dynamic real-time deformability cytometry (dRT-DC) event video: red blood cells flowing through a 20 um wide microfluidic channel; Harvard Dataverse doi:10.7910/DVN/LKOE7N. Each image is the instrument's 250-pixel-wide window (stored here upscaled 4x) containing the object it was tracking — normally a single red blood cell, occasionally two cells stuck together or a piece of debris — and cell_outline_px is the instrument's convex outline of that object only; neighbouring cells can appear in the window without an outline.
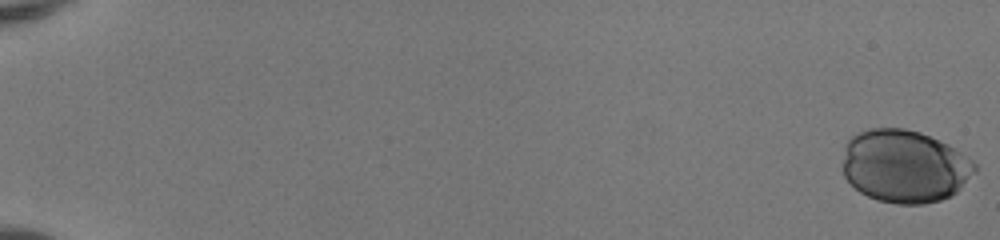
{"species": "human", "species_latin": "Homo sapiens", "temperature_condition": "room temperature", "stored_images_in_passage": 45, "camera_frame_rate_fps": 3000, "um_per_image_px": 0.085, "donor": {"sex": "female"}, "frame": {"image": 1, "passage_image": 1, "time_ms": 0.0, "image_size_px": [1000, 240], "cell_outline_px": [[976, 172], [952, 196], [940, 200], [924, 204], [896, 204], [876, 200], [860, 192], [844, 176], [840, 168], [844, 144], [852, 136], [868, 128], [904, 128], [920, 132], [940, 140], [948, 144], [972, 160], [976, 164]], "centroid_in_image_um": [76.86, 14.13], "position_along_channel_um": 8.1, "area_um2": 56.7}}
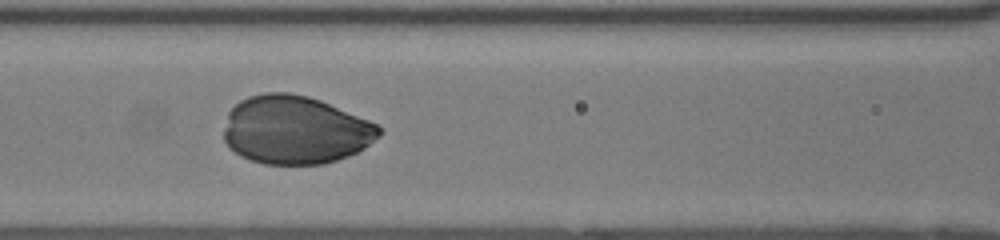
{"frame": {"image": 2, "passage_image": 26, "time_ms": 8.333, "image_size_px": [1000, 240], "cell_outline_px": [[384, 132], [380, 136], [364, 148], [348, 156], [324, 164], [264, 164], [240, 156], [224, 140], [224, 128], [228, 112], [240, 100], [248, 96], [264, 92], [288, 92], [308, 96], [320, 100], [368, 120], [376, 124]], "centroid_in_image_um": [25.09, 11.04], "position_along_channel_um": 141.5, "area_um2": 61.73}}
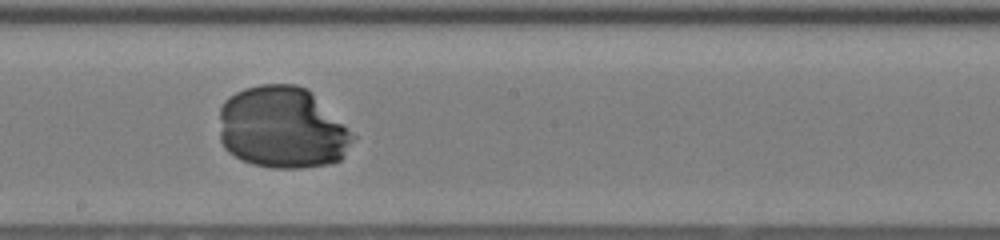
{"frame": {"image": 3, "passage_image": 32, "time_ms": 10.333, "image_size_px": [1000, 240], "cell_outline_px": [[356, 136], [344, 156], [340, 160], [328, 164], [300, 168], [272, 168], [252, 164], [240, 160], [228, 152], [224, 148], [220, 140], [220, 108], [224, 100], [236, 92], [244, 88], [260, 84], [296, 84], [308, 88]], "centroid_in_image_um": [23.98, 10.86], "position_along_channel_um": 224.2, "area_um2": 64.27}}